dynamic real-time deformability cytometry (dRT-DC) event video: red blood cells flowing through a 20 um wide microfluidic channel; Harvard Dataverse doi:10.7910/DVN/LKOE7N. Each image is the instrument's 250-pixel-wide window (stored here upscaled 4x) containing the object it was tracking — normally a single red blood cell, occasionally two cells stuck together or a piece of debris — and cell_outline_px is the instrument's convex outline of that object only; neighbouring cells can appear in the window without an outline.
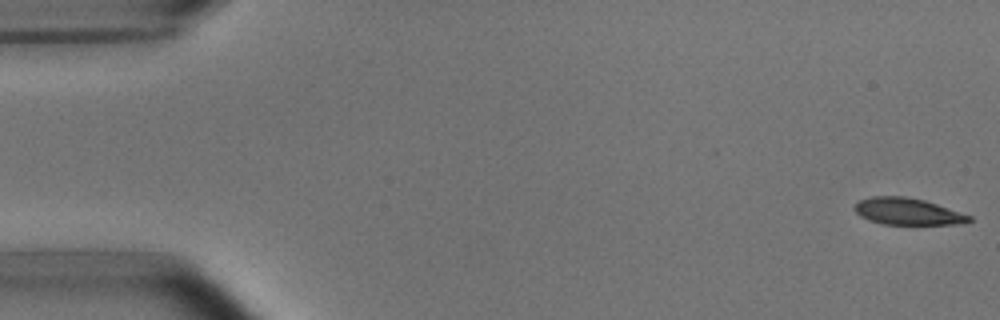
{"species": "common noctule bat (a hibernating species)", "species_latin": "Nyctalus noctula", "temperature_condition": "room temperature", "stored_images_in_passage": 4, "segment_of_instrument_passage": [2, 2], "camera_frame_rate_fps": 3000, "um_per_image_px": 0.085, "animal": {"sex": "male", "body_mass_g": 15.6}, "frame": {"image": 1, "passage_image": 4, "time_ms": 4.667, "image_size_px": [1000, 320], "cell_outline_px": [[972, 220], [956, 224], [884, 224], [868, 220], [860, 216], [852, 208], [860, 200], [872, 196], [904, 196], [924, 200], [972, 216]], "centroid_in_image_um": [77.1, 17.97], "position_along_channel_um": 7.9, "area_um2": 17.69}}